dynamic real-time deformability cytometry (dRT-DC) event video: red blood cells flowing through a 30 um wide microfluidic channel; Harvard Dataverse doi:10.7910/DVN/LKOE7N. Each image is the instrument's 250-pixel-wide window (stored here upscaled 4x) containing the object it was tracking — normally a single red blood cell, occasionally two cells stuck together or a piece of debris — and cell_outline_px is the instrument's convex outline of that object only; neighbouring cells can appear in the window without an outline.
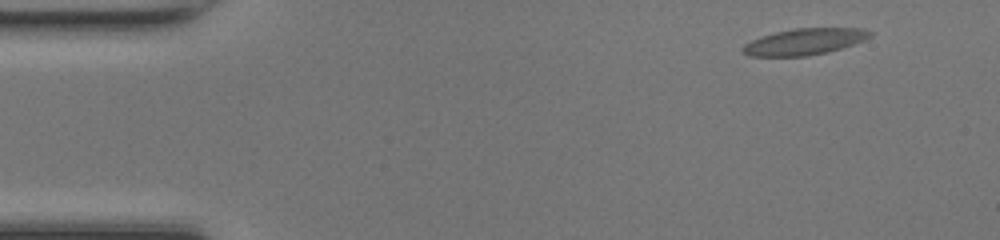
{"species": "common noctule bat (a hibernating species)", "species_latin": "Nyctalus noctula", "temperature_condition": "room temperature", "stored_images_in_passage": 48, "camera_frame_rate_fps": 3000, "um_per_image_px": 0.085, "animal": {"sex": "female", "body_mass_g": 17.0, "forearm_length_mm": 48.0}, "frame": {"image": 1, "passage_image": 3, "time_ms": 0.667, "image_size_px": [1000, 240], "cell_outline_px": [[872, 36], [864, 40], [828, 52], [804, 56], [748, 56], [744, 52], [744, 44], [760, 36], [792, 28], [864, 28], [872, 32]], "centroid_in_image_um": [68.4, 3.53], "position_along_channel_um": 16.6, "area_um2": 19.42}}
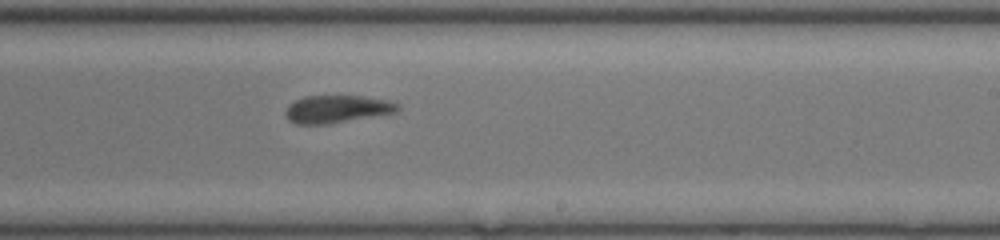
{"frame": {"image": 2, "passage_image": 28, "time_ms": 9.0, "image_size_px": [1000, 240], "cell_outline_px": [[400, 108], [396, 112], [328, 124], [296, 124], [288, 120], [284, 116], [284, 112], [288, 104], [304, 96], [364, 96], [388, 100], [400, 104]], "centroid_in_image_um": [28.61, 9.27], "position_along_channel_um": 260.4, "area_um2": 18.15}}
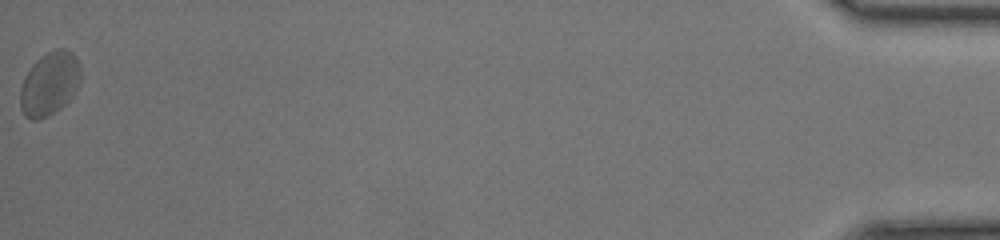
{"frame": {"image": 3, "passage_image": 48, "time_ms": 15.667, "image_size_px": [1000, 240], "cell_outline_px": [[80, 84], [72, 96], [60, 108], [48, 116], [36, 120], [32, 120], [24, 116], [20, 108], [20, 88], [24, 76], [32, 64], [40, 56], [56, 48], [64, 48], [72, 52], [76, 56], [80, 64]], "centroid_in_image_um": [4.2, 7.1], "position_along_channel_um": 431.0, "area_um2": 22.66}, "authors_computed_cell_mechanics": {"area_um2": 19.3919, "velocity_mm_per_s": 4.1796, "shape_relaxation_time_tau1_ms": 4.1756, "shape_relaxation_time_tau2_ms": 1.5195, "deformation_change_tau1": 0.118, "deformation_change_tau2": 0.0694}}